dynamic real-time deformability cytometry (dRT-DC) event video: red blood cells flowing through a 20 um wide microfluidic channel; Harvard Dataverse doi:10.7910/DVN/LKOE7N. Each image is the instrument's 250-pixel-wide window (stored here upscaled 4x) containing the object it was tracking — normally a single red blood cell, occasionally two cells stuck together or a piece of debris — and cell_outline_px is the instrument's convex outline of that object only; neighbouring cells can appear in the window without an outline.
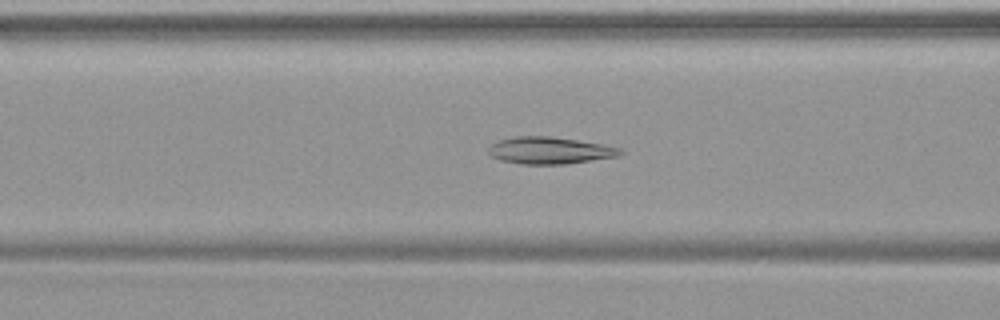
{"species": "common noctule bat (a hibernating species)", "species_latin": "Nyctalus noctula", "temperature_condition": "warm", "stored_images_in_passage": 49, "camera_frame_rate_fps": 3000, "um_per_image_px": 0.085, "animal": {"sex": "female", "body_mass_g": 19.9}, "frame": {"image": 1, "passage_image": 20, "time_ms": 6.333, "image_size_px": [1000, 320], "cell_outline_px": [[624, 152], [616, 156], [592, 160], [564, 164], [524, 164], [500, 160], [492, 156], [488, 152], [488, 148], [496, 140], [516, 136], [548, 136], [604, 144], [620, 148]], "centroid_in_image_um": [46.69, 12.78], "position_along_channel_um": 119.9, "area_um2": 20.58}}
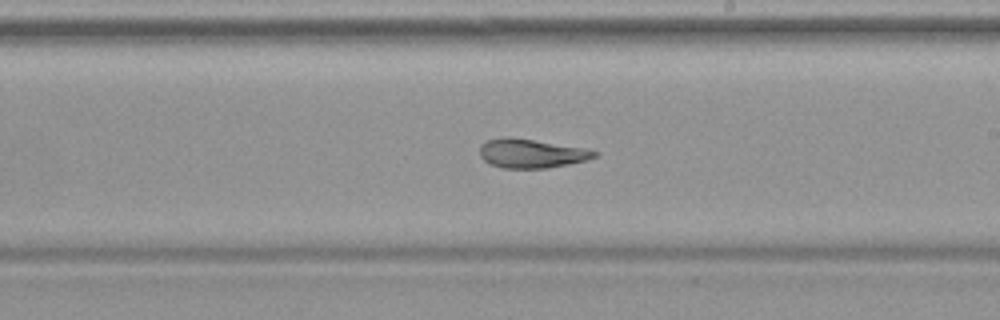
{"frame": {"image": 2, "passage_image": 29, "time_ms": 9.333, "image_size_px": [1000, 320], "cell_outline_px": [[600, 152], [596, 156], [588, 160], [568, 164], [544, 168], [504, 168], [492, 164], [484, 160], [480, 156], [480, 144], [488, 140], [504, 136], [588, 148]], "centroid_in_image_um": [45.19, 13.03], "position_along_channel_um": 243.8, "area_um2": 19.31}}
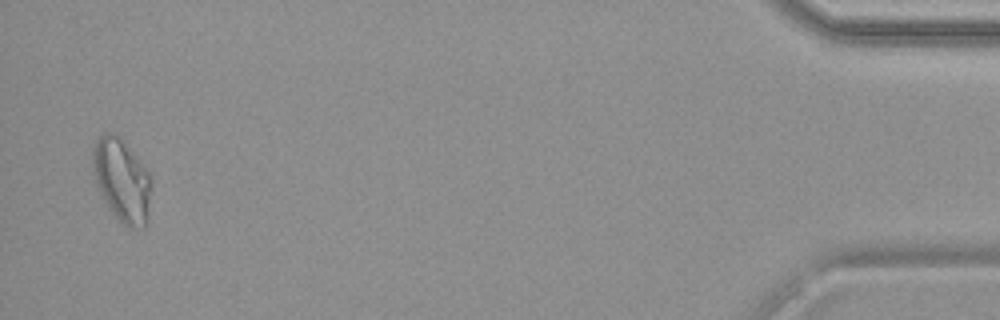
{"frame": {"image": 3, "passage_image": 48, "time_ms": 15.667, "image_size_px": [1000, 320], "cell_outline_px": [[152, 188], [148, 224], [144, 228], [128, 228], [120, 224], [116, 220], [100, 196], [92, 172], [92, 148], [96, 140], [104, 132], [112, 132], [120, 136], [152, 176]], "centroid_in_image_um": [10.36, 15.38], "position_along_channel_um": 424.8, "area_um2": 29.54}}